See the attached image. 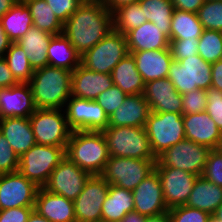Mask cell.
Listing matches in <instances>:
<instances>
[{"mask_svg":"<svg viewBox=\"0 0 222 222\" xmlns=\"http://www.w3.org/2000/svg\"><path fill=\"white\" fill-rule=\"evenodd\" d=\"M66 147L35 144L19 157L18 171L37 187L43 188L52 171L65 157Z\"/></svg>","mask_w":222,"mask_h":222,"instance_id":"5","label":"cell"},{"mask_svg":"<svg viewBox=\"0 0 222 222\" xmlns=\"http://www.w3.org/2000/svg\"><path fill=\"white\" fill-rule=\"evenodd\" d=\"M14 1L15 3H21V2H24V0H12Z\"/></svg>","mask_w":222,"mask_h":222,"instance_id":"62","label":"cell"},{"mask_svg":"<svg viewBox=\"0 0 222 222\" xmlns=\"http://www.w3.org/2000/svg\"><path fill=\"white\" fill-rule=\"evenodd\" d=\"M222 203V187L198 176L189 195L186 206L196 208L210 215Z\"/></svg>","mask_w":222,"mask_h":222,"instance_id":"29","label":"cell"},{"mask_svg":"<svg viewBox=\"0 0 222 222\" xmlns=\"http://www.w3.org/2000/svg\"><path fill=\"white\" fill-rule=\"evenodd\" d=\"M211 149L183 139L156 157L155 167H172L202 176Z\"/></svg>","mask_w":222,"mask_h":222,"instance_id":"11","label":"cell"},{"mask_svg":"<svg viewBox=\"0 0 222 222\" xmlns=\"http://www.w3.org/2000/svg\"><path fill=\"white\" fill-rule=\"evenodd\" d=\"M156 159L110 156L100 174L109 185L133 191L155 170Z\"/></svg>","mask_w":222,"mask_h":222,"instance_id":"6","label":"cell"},{"mask_svg":"<svg viewBox=\"0 0 222 222\" xmlns=\"http://www.w3.org/2000/svg\"><path fill=\"white\" fill-rule=\"evenodd\" d=\"M207 222H222V219H218L213 214H211Z\"/></svg>","mask_w":222,"mask_h":222,"instance_id":"59","label":"cell"},{"mask_svg":"<svg viewBox=\"0 0 222 222\" xmlns=\"http://www.w3.org/2000/svg\"><path fill=\"white\" fill-rule=\"evenodd\" d=\"M198 55L209 63L222 59V31L204 29L198 42Z\"/></svg>","mask_w":222,"mask_h":222,"instance_id":"38","label":"cell"},{"mask_svg":"<svg viewBox=\"0 0 222 222\" xmlns=\"http://www.w3.org/2000/svg\"><path fill=\"white\" fill-rule=\"evenodd\" d=\"M181 95L195 89L207 90L212 82V63L198 54L183 60H173L167 77Z\"/></svg>","mask_w":222,"mask_h":222,"instance_id":"8","label":"cell"},{"mask_svg":"<svg viewBox=\"0 0 222 222\" xmlns=\"http://www.w3.org/2000/svg\"><path fill=\"white\" fill-rule=\"evenodd\" d=\"M128 54L126 36L113 29L81 56V65L94 72L111 74L114 67Z\"/></svg>","mask_w":222,"mask_h":222,"instance_id":"7","label":"cell"},{"mask_svg":"<svg viewBox=\"0 0 222 222\" xmlns=\"http://www.w3.org/2000/svg\"><path fill=\"white\" fill-rule=\"evenodd\" d=\"M183 126L186 139L210 149L217 148L222 132L206 111L183 115Z\"/></svg>","mask_w":222,"mask_h":222,"instance_id":"22","label":"cell"},{"mask_svg":"<svg viewBox=\"0 0 222 222\" xmlns=\"http://www.w3.org/2000/svg\"><path fill=\"white\" fill-rule=\"evenodd\" d=\"M19 169V156L0 132V175L13 173Z\"/></svg>","mask_w":222,"mask_h":222,"instance_id":"42","label":"cell"},{"mask_svg":"<svg viewBox=\"0 0 222 222\" xmlns=\"http://www.w3.org/2000/svg\"><path fill=\"white\" fill-rule=\"evenodd\" d=\"M128 95L124 93L119 87L113 85L106 91L97 96L96 102L104 109L108 117L123 104Z\"/></svg>","mask_w":222,"mask_h":222,"instance_id":"41","label":"cell"},{"mask_svg":"<svg viewBox=\"0 0 222 222\" xmlns=\"http://www.w3.org/2000/svg\"><path fill=\"white\" fill-rule=\"evenodd\" d=\"M143 97L147 100L151 112L182 114V96L168 78L145 83Z\"/></svg>","mask_w":222,"mask_h":222,"instance_id":"18","label":"cell"},{"mask_svg":"<svg viewBox=\"0 0 222 222\" xmlns=\"http://www.w3.org/2000/svg\"><path fill=\"white\" fill-rule=\"evenodd\" d=\"M211 87L222 92V59L212 63Z\"/></svg>","mask_w":222,"mask_h":222,"instance_id":"51","label":"cell"},{"mask_svg":"<svg viewBox=\"0 0 222 222\" xmlns=\"http://www.w3.org/2000/svg\"><path fill=\"white\" fill-rule=\"evenodd\" d=\"M39 187L19 171L0 175V211L16 207H34Z\"/></svg>","mask_w":222,"mask_h":222,"instance_id":"15","label":"cell"},{"mask_svg":"<svg viewBox=\"0 0 222 222\" xmlns=\"http://www.w3.org/2000/svg\"><path fill=\"white\" fill-rule=\"evenodd\" d=\"M29 83H19L3 88L0 94V119L7 117H30L35 111Z\"/></svg>","mask_w":222,"mask_h":222,"instance_id":"20","label":"cell"},{"mask_svg":"<svg viewBox=\"0 0 222 222\" xmlns=\"http://www.w3.org/2000/svg\"><path fill=\"white\" fill-rule=\"evenodd\" d=\"M19 84L14 78L12 72L8 68V64L4 58L0 59V87L9 88Z\"/></svg>","mask_w":222,"mask_h":222,"instance_id":"49","label":"cell"},{"mask_svg":"<svg viewBox=\"0 0 222 222\" xmlns=\"http://www.w3.org/2000/svg\"><path fill=\"white\" fill-rule=\"evenodd\" d=\"M113 85L111 74L94 72L80 64L72 71L71 96L95 101Z\"/></svg>","mask_w":222,"mask_h":222,"instance_id":"19","label":"cell"},{"mask_svg":"<svg viewBox=\"0 0 222 222\" xmlns=\"http://www.w3.org/2000/svg\"><path fill=\"white\" fill-rule=\"evenodd\" d=\"M155 170L160 178L163 197L168 210L186 205L198 176L172 167H155Z\"/></svg>","mask_w":222,"mask_h":222,"instance_id":"16","label":"cell"},{"mask_svg":"<svg viewBox=\"0 0 222 222\" xmlns=\"http://www.w3.org/2000/svg\"><path fill=\"white\" fill-rule=\"evenodd\" d=\"M132 192L134 211L141 215L149 217L168 212L156 170L144 178Z\"/></svg>","mask_w":222,"mask_h":222,"instance_id":"17","label":"cell"},{"mask_svg":"<svg viewBox=\"0 0 222 222\" xmlns=\"http://www.w3.org/2000/svg\"><path fill=\"white\" fill-rule=\"evenodd\" d=\"M56 18L64 24L76 12L82 0H45Z\"/></svg>","mask_w":222,"mask_h":222,"instance_id":"47","label":"cell"},{"mask_svg":"<svg viewBox=\"0 0 222 222\" xmlns=\"http://www.w3.org/2000/svg\"><path fill=\"white\" fill-rule=\"evenodd\" d=\"M108 0H82V2H99V3H107Z\"/></svg>","mask_w":222,"mask_h":222,"instance_id":"60","label":"cell"},{"mask_svg":"<svg viewBox=\"0 0 222 222\" xmlns=\"http://www.w3.org/2000/svg\"><path fill=\"white\" fill-rule=\"evenodd\" d=\"M150 113V106L143 94L128 95L109 116L108 126L145 127Z\"/></svg>","mask_w":222,"mask_h":222,"instance_id":"24","label":"cell"},{"mask_svg":"<svg viewBox=\"0 0 222 222\" xmlns=\"http://www.w3.org/2000/svg\"><path fill=\"white\" fill-rule=\"evenodd\" d=\"M112 13L113 29L124 35L147 22L139 2L122 5Z\"/></svg>","mask_w":222,"mask_h":222,"instance_id":"36","label":"cell"},{"mask_svg":"<svg viewBox=\"0 0 222 222\" xmlns=\"http://www.w3.org/2000/svg\"><path fill=\"white\" fill-rule=\"evenodd\" d=\"M145 130L155 157L185 139L183 115L173 112H151Z\"/></svg>","mask_w":222,"mask_h":222,"instance_id":"9","label":"cell"},{"mask_svg":"<svg viewBox=\"0 0 222 222\" xmlns=\"http://www.w3.org/2000/svg\"><path fill=\"white\" fill-rule=\"evenodd\" d=\"M213 215L218 219H222V203L217 207Z\"/></svg>","mask_w":222,"mask_h":222,"instance_id":"58","label":"cell"},{"mask_svg":"<svg viewBox=\"0 0 222 222\" xmlns=\"http://www.w3.org/2000/svg\"><path fill=\"white\" fill-rule=\"evenodd\" d=\"M132 211H134L133 192L109 185L108 194L102 204L101 222H120Z\"/></svg>","mask_w":222,"mask_h":222,"instance_id":"28","label":"cell"},{"mask_svg":"<svg viewBox=\"0 0 222 222\" xmlns=\"http://www.w3.org/2000/svg\"><path fill=\"white\" fill-rule=\"evenodd\" d=\"M64 112L72 131H103L108 127L109 117L96 101L70 96Z\"/></svg>","mask_w":222,"mask_h":222,"instance_id":"12","label":"cell"},{"mask_svg":"<svg viewBox=\"0 0 222 222\" xmlns=\"http://www.w3.org/2000/svg\"><path fill=\"white\" fill-rule=\"evenodd\" d=\"M129 52L159 50L169 48V37L151 21L125 34Z\"/></svg>","mask_w":222,"mask_h":222,"instance_id":"26","label":"cell"},{"mask_svg":"<svg viewBox=\"0 0 222 222\" xmlns=\"http://www.w3.org/2000/svg\"><path fill=\"white\" fill-rule=\"evenodd\" d=\"M34 207H16L0 211V222H27Z\"/></svg>","mask_w":222,"mask_h":222,"instance_id":"48","label":"cell"},{"mask_svg":"<svg viewBox=\"0 0 222 222\" xmlns=\"http://www.w3.org/2000/svg\"><path fill=\"white\" fill-rule=\"evenodd\" d=\"M30 9L33 26L51 35L61 34L63 24L56 18L45 0H24Z\"/></svg>","mask_w":222,"mask_h":222,"instance_id":"35","label":"cell"},{"mask_svg":"<svg viewBox=\"0 0 222 222\" xmlns=\"http://www.w3.org/2000/svg\"><path fill=\"white\" fill-rule=\"evenodd\" d=\"M220 153H222V134L218 143V146L216 148Z\"/></svg>","mask_w":222,"mask_h":222,"instance_id":"61","label":"cell"},{"mask_svg":"<svg viewBox=\"0 0 222 222\" xmlns=\"http://www.w3.org/2000/svg\"><path fill=\"white\" fill-rule=\"evenodd\" d=\"M143 222H170L168 212L156 216L145 217Z\"/></svg>","mask_w":222,"mask_h":222,"instance_id":"55","label":"cell"},{"mask_svg":"<svg viewBox=\"0 0 222 222\" xmlns=\"http://www.w3.org/2000/svg\"><path fill=\"white\" fill-rule=\"evenodd\" d=\"M204 28L196 13L174 9L170 40H199Z\"/></svg>","mask_w":222,"mask_h":222,"instance_id":"33","label":"cell"},{"mask_svg":"<svg viewBox=\"0 0 222 222\" xmlns=\"http://www.w3.org/2000/svg\"><path fill=\"white\" fill-rule=\"evenodd\" d=\"M8 68L19 83H29L34 73L28 56L17 42H11L4 55Z\"/></svg>","mask_w":222,"mask_h":222,"instance_id":"37","label":"cell"},{"mask_svg":"<svg viewBox=\"0 0 222 222\" xmlns=\"http://www.w3.org/2000/svg\"><path fill=\"white\" fill-rule=\"evenodd\" d=\"M108 191L109 183L101 175H91L74 200L76 222H101L102 204Z\"/></svg>","mask_w":222,"mask_h":222,"instance_id":"14","label":"cell"},{"mask_svg":"<svg viewBox=\"0 0 222 222\" xmlns=\"http://www.w3.org/2000/svg\"><path fill=\"white\" fill-rule=\"evenodd\" d=\"M29 120L36 144L67 146L72 130L64 109H36Z\"/></svg>","mask_w":222,"mask_h":222,"instance_id":"10","label":"cell"},{"mask_svg":"<svg viewBox=\"0 0 222 222\" xmlns=\"http://www.w3.org/2000/svg\"><path fill=\"white\" fill-rule=\"evenodd\" d=\"M34 210L50 222H76L74 201L39 188Z\"/></svg>","mask_w":222,"mask_h":222,"instance_id":"21","label":"cell"},{"mask_svg":"<svg viewBox=\"0 0 222 222\" xmlns=\"http://www.w3.org/2000/svg\"><path fill=\"white\" fill-rule=\"evenodd\" d=\"M171 2L174 9L197 14L205 0H171Z\"/></svg>","mask_w":222,"mask_h":222,"instance_id":"50","label":"cell"},{"mask_svg":"<svg viewBox=\"0 0 222 222\" xmlns=\"http://www.w3.org/2000/svg\"><path fill=\"white\" fill-rule=\"evenodd\" d=\"M10 44L11 41L8 39V36L5 34L0 21V59L4 58V55L8 50Z\"/></svg>","mask_w":222,"mask_h":222,"instance_id":"52","label":"cell"},{"mask_svg":"<svg viewBox=\"0 0 222 222\" xmlns=\"http://www.w3.org/2000/svg\"><path fill=\"white\" fill-rule=\"evenodd\" d=\"M147 21L158 26L170 40V27L174 7L171 0H140L139 1Z\"/></svg>","mask_w":222,"mask_h":222,"instance_id":"34","label":"cell"},{"mask_svg":"<svg viewBox=\"0 0 222 222\" xmlns=\"http://www.w3.org/2000/svg\"><path fill=\"white\" fill-rule=\"evenodd\" d=\"M0 132L19 157L36 144L29 117L0 119Z\"/></svg>","mask_w":222,"mask_h":222,"instance_id":"25","label":"cell"},{"mask_svg":"<svg viewBox=\"0 0 222 222\" xmlns=\"http://www.w3.org/2000/svg\"><path fill=\"white\" fill-rule=\"evenodd\" d=\"M113 84L127 95L143 94L145 83L136 68L131 53L126 55L112 70Z\"/></svg>","mask_w":222,"mask_h":222,"instance_id":"30","label":"cell"},{"mask_svg":"<svg viewBox=\"0 0 222 222\" xmlns=\"http://www.w3.org/2000/svg\"><path fill=\"white\" fill-rule=\"evenodd\" d=\"M113 30V13L105 3L82 2L63 24L62 33L82 56Z\"/></svg>","mask_w":222,"mask_h":222,"instance_id":"1","label":"cell"},{"mask_svg":"<svg viewBox=\"0 0 222 222\" xmlns=\"http://www.w3.org/2000/svg\"><path fill=\"white\" fill-rule=\"evenodd\" d=\"M15 4L12 0H0V18L4 16Z\"/></svg>","mask_w":222,"mask_h":222,"instance_id":"56","label":"cell"},{"mask_svg":"<svg viewBox=\"0 0 222 222\" xmlns=\"http://www.w3.org/2000/svg\"><path fill=\"white\" fill-rule=\"evenodd\" d=\"M129 53L134 57L136 68L144 83L168 77L170 65L174 60L169 48Z\"/></svg>","mask_w":222,"mask_h":222,"instance_id":"23","label":"cell"},{"mask_svg":"<svg viewBox=\"0 0 222 222\" xmlns=\"http://www.w3.org/2000/svg\"><path fill=\"white\" fill-rule=\"evenodd\" d=\"M54 35L32 26L17 43L26 53L33 70L48 66L47 50Z\"/></svg>","mask_w":222,"mask_h":222,"instance_id":"27","label":"cell"},{"mask_svg":"<svg viewBox=\"0 0 222 222\" xmlns=\"http://www.w3.org/2000/svg\"><path fill=\"white\" fill-rule=\"evenodd\" d=\"M197 15L204 29L222 31V0L205 1Z\"/></svg>","mask_w":222,"mask_h":222,"instance_id":"39","label":"cell"},{"mask_svg":"<svg viewBox=\"0 0 222 222\" xmlns=\"http://www.w3.org/2000/svg\"><path fill=\"white\" fill-rule=\"evenodd\" d=\"M140 0H108L106 3L107 8L113 12L118 7L125 4L138 3Z\"/></svg>","mask_w":222,"mask_h":222,"instance_id":"53","label":"cell"},{"mask_svg":"<svg viewBox=\"0 0 222 222\" xmlns=\"http://www.w3.org/2000/svg\"><path fill=\"white\" fill-rule=\"evenodd\" d=\"M145 216L136 211L127 213L120 222H143Z\"/></svg>","mask_w":222,"mask_h":222,"instance_id":"54","label":"cell"},{"mask_svg":"<svg viewBox=\"0 0 222 222\" xmlns=\"http://www.w3.org/2000/svg\"><path fill=\"white\" fill-rule=\"evenodd\" d=\"M27 222H50L45 217L39 215L35 210L29 215Z\"/></svg>","mask_w":222,"mask_h":222,"instance_id":"57","label":"cell"},{"mask_svg":"<svg viewBox=\"0 0 222 222\" xmlns=\"http://www.w3.org/2000/svg\"><path fill=\"white\" fill-rule=\"evenodd\" d=\"M110 156L135 159H156L145 127L108 126L102 131Z\"/></svg>","mask_w":222,"mask_h":222,"instance_id":"4","label":"cell"},{"mask_svg":"<svg viewBox=\"0 0 222 222\" xmlns=\"http://www.w3.org/2000/svg\"><path fill=\"white\" fill-rule=\"evenodd\" d=\"M90 176L89 172L81 169L65 155L52 171L43 188L50 193L59 194L74 201Z\"/></svg>","mask_w":222,"mask_h":222,"instance_id":"13","label":"cell"},{"mask_svg":"<svg viewBox=\"0 0 222 222\" xmlns=\"http://www.w3.org/2000/svg\"><path fill=\"white\" fill-rule=\"evenodd\" d=\"M168 216L170 222H207L210 214L196 208L182 205L169 209Z\"/></svg>","mask_w":222,"mask_h":222,"instance_id":"40","label":"cell"},{"mask_svg":"<svg viewBox=\"0 0 222 222\" xmlns=\"http://www.w3.org/2000/svg\"><path fill=\"white\" fill-rule=\"evenodd\" d=\"M181 96L183 101L182 115L201 113L206 110V90L195 89Z\"/></svg>","mask_w":222,"mask_h":222,"instance_id":"43","label":"cell"},{"mask_svg":"<svg viewBox=\"0 0 222 222\" xmlns=\"http://www.w3.org/2000/svg\"><path fill=\"white\" fill-rule=\"evenodd\" d=\"M2 28L11 42H17L33 26L30 9L25 2L15 3L12 8L0 18Z\"/></svg>","mask_w":222,"mask_h":222,"instance_id":"32","label":"cell"},{"mask_svg":"<svg viewBox=\"0 0 222 222\" xmlns=\"http://www.w3.org/2000/svg\"><path fill=\"white\" fill-rule=\"evenodd\" d=\"M206 112L210 115L216 126L222 132V92L210 87L206 90Z\"/></svg>","mask_w":222,"mask_h":222,"instance_id":"45","label":"cell"},{"mask_svg":"<svg viewBox=\"0 0 222 222\" xmlns=\"http://www.w3.org/2000/svg\"><path fill=\"white\" fill-rule=\"evenodd\" d=\"M48 65L73 71L81 64V55L63 34L54 35L47 50Z\"/></svg>","mask_w":222,"mask_h":222,"instance_id":"31","label":"cell"},{"mask_svg":"<svg viewBox=\"0 0 222 222\" xmlns=\"http://www.w3.org/2000/svg\"><path fill=\"white\" fill-rule=\"evenodd\" d=\"M202 176L211 183L222 187V153L217 149L209 151Z\"/></svg>","mask_w":222,"mask_h":222,"instance_id":"44","label":"cell"},{"mask_svg":"<svg viewBox=\"0 0 222 222\" xmlns=\"http://www.w3.org/2000/svg\"><path fill=\"white\" fill-rule=\"evenodd\" d=\"M65 155L91 175H100L110 158L102 131H72Z\"/></svg>","mask_w":222,"mask_h":222,"instance_id":"3","label":"cell"},{"mask_svg":"<svg viewBox=\"0 0 222 222\" xmlns=\"http://www.w3.org/2000/svg\"><path fill=\"white\" fill-rule=\"evenodd\" d=\"M72 71L44 66L34 70L29 82L37 109H64L71 96Z\"/></svg>","mask_w":222,"mask_h":222,"instance_id":"2","label":"cell"},{"mask_svg":"<svg viewBox=\"0 0 222 222\" xmlns=\"http://www.w3.org/2000/svg\"><path fill=\"white\" fill-rule=\"evenodd\" d=\"M199 40H170L169 49L175 61L198 54Z\"/></svg>","mask_w":222,"mask_h":222,"instance_id":"46","label":"cell"}]
</instances>
